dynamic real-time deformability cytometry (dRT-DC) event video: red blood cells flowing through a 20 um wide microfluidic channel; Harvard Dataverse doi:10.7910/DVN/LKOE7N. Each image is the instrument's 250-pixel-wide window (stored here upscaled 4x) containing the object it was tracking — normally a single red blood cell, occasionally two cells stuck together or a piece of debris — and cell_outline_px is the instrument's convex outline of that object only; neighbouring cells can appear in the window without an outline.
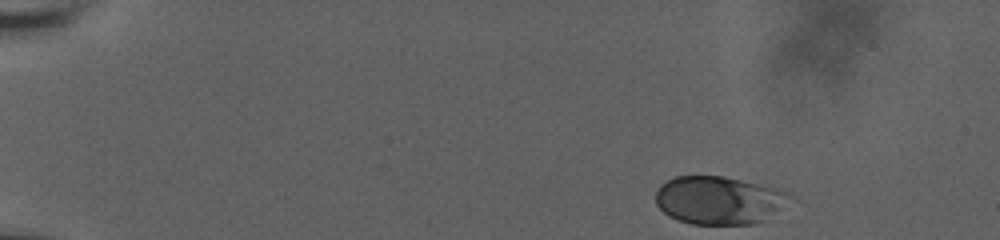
{"species": "human", "species_latin": "Homo sapiens", "temperature_condition": "room temperature", "stored_images_in_passage": 41, "camera_frame_rate_fps": 3000, "um_per_image_px": 0.085, "donor": {"sex": "male"}, "frame": {"image": 1, "passage_image": 1, "time_ms": 0.0, "image_size_px": [1000, 240], "cell_outline_px": [[800, 200], [764, 220], [752, 224], [692, 224], [668, 216], [656, 204], [656, 188], [660, 184], [676, 176], [724, 176], [776, 188], [788, 192], [796, 196]], "centroid_in_image_um": [61.22, 17.02], "position_along_channel_um": 23.8, "area_um2": 38.32}}
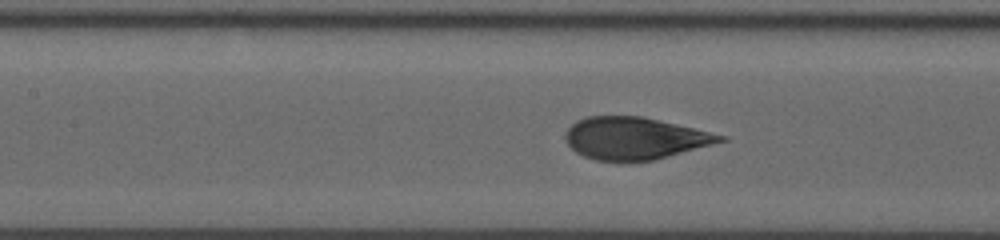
{"frame": {"image": 2, "passage_image": 17, "time_ms": 7.0, "image_size_px": [1000, 240], "cell_outline_px": [[728, 140], [656, 160], [628, 164], [620, 164], [596, 160], [584, 156], [576, 152], [564, 140], [564, 136], [568, 128], [576, 120], [584, 116], [640, 116], [728, 136]], "centroid_in_image_um": [53.92, 11.8], "position_along_channel_um": 153.5, "area_um2": 38.78}}
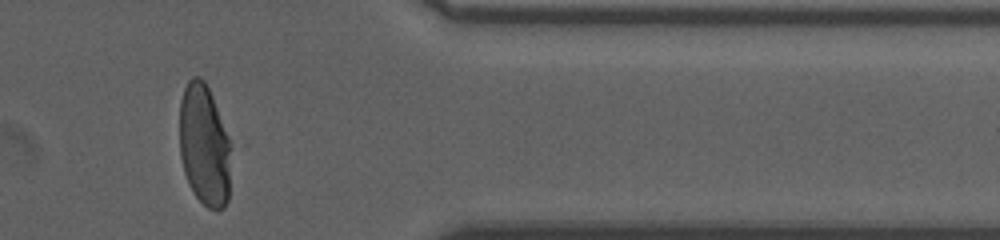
{"frame": {"image": 3, "passage_image": 34, "time_ms": 14.0, "image_size_px": [1000, 240], "cell_outline_px": [[232, 148], [228, 200], [224, 208], [208, 208], [196, 196], [188, 184], [184, 172], [180, 156], [180, 100], [184, 88], [188, 80], [192, 76], [200, 76], [204, 80], [212, 96], [232, 144]], "centroid_in_image_um": [17.38, 12.34], "position_along_channel_um": 394.0, "area_um2": 36.88}}